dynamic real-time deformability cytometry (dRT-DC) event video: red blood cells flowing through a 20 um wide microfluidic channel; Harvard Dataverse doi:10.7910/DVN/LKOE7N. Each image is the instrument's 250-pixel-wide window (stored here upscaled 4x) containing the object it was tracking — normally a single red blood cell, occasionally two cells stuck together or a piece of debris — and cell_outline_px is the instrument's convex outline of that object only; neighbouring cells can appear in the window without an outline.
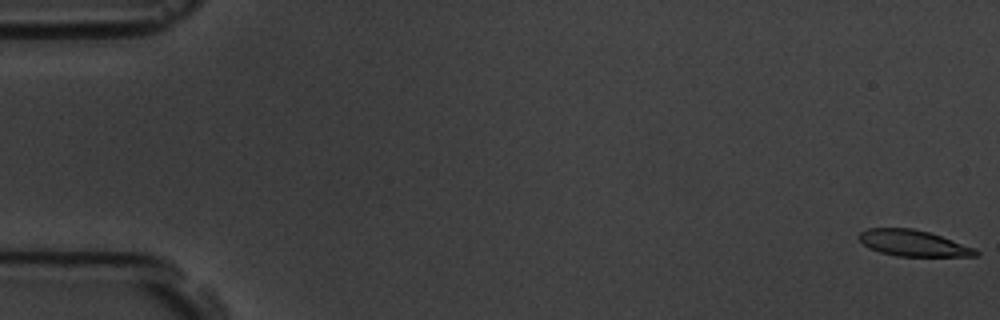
{"species": "common noctule bat (a hibernating species)", "species_latin": "Nyctalus noctula", "temperature_condition": "room temperature", "stored_images_in_passage": 58, "camera_frame_rate_fps": 3000, "um_per_image_px": 0.085, "animal": {"sex": "male", "body_mass_g": 19.5, "forearm_length_mm": 54.6}, "frame": {"image": 1, "passage_image": 1, "time_ms": 0.0, "image_size_px": [1000, 320], "cell_outline_px": [[980, 252], [976, 256], [896, 256], [880, 252], [868, 248], [856, 236], [860, 232], [868, 228], [912, 228], [928, 232], [976, 248]], "centroid_in_image_um": [77.6, 20.67], "position_along_channel_um": 7.4, "area_um2": 17.74}}
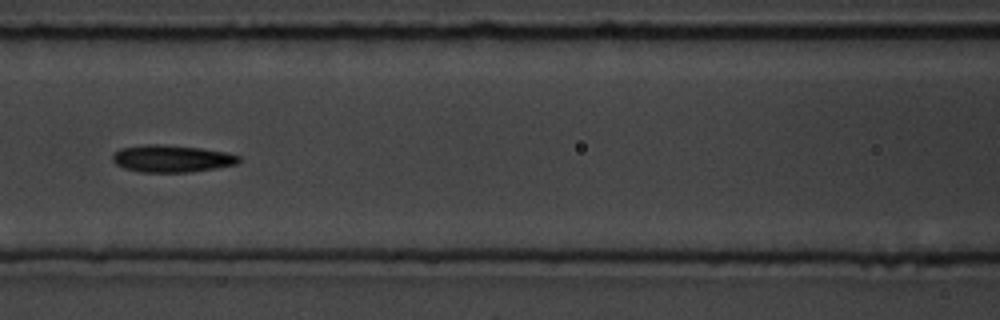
{"frame": {"image": 2, "passage_image": 26, "time_ms": 8.333, "image_size_px": [1000, 320], "cell_outline_px": [[240, 160], [236, 164], [216, 168], [188, 172], [140, 172], [124, 168], [116, 164], [112, 160], [112, 156], [120, 148], [148, 144], [160, 144], [200, 148], [224, 152], [240, 156]], "centroid_in_image_um": [14.58, 13.48], "position_along_channel_um": 152.0, "area_um2": 19.83}}
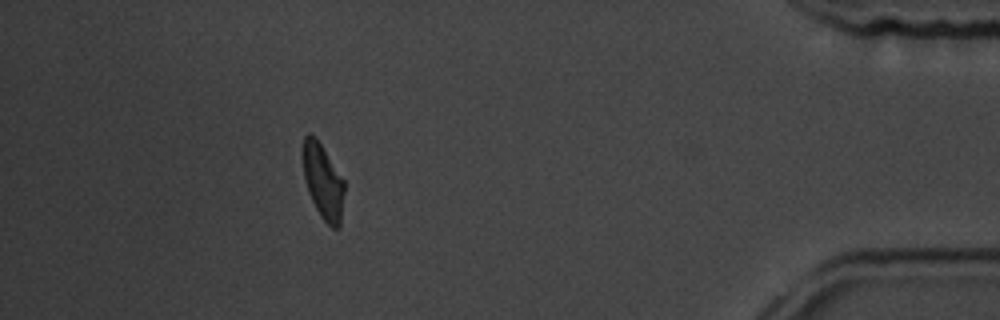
{"frame": {"image": 3, "passage_image": 52, "time_ms": 17.0, "image_size_px": [1000, 320], "cell_outline_px": [[344, 192], [340, 228], [332, 228], [320, 216], [308, 192], [304, 176], [304, 136], [308, 132], [316, 136], [344, 180]], "centroid_in_image_um": [27.47, 15.44], "position_along_channel_um": 407.7, "area_um2": 17.92}, "authors_computed_cell_mechanics": {"area_um2": 18.9006, "velocity_mm_per_s": 3.5668, "shape_relaxation_time_tau1_ms": 4.7992, "shape_relaxation_time_tau2_ms": 3.8569, "deformation_change_tau1": 0.1503, "deformation_change_tau2": 0.1083}}